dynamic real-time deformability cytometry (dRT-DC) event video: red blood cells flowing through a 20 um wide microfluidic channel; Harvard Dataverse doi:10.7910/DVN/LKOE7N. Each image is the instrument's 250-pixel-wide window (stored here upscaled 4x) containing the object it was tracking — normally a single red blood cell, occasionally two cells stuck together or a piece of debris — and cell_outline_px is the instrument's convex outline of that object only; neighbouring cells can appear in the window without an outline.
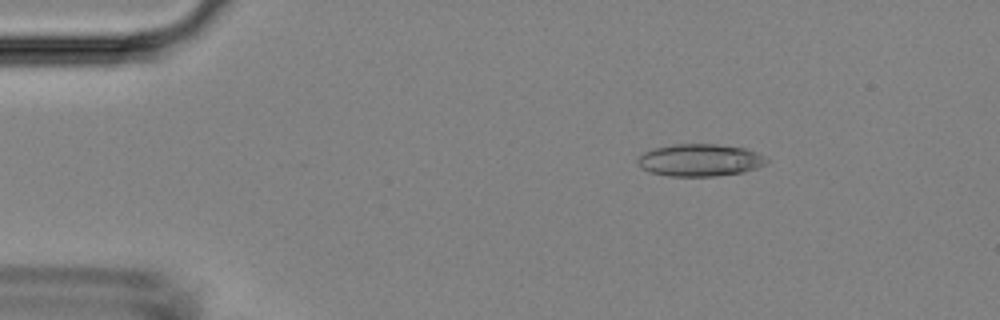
{"species": "Egyptian fruit bat (a non-hibernating species)", "species_latin": "Rousettus aegyptiacus", "temperature_condition": "room temperature", "stored_images_in_passage": 5, "camera_frame_rate_fps": 3000, "um_per_image_px": 0.085, "animal": {"sex": "female"}, "frame": {"image": 1, "passage_image": 3, "time_ms": 2.333, "image_size_px": [1000, 320], "cell_outline_px": [[768, 160], [764, 164], [756, 168], [744, 172], [716, 176], [668, 176], [648, 172], [640, 168], [636, 160], [644, 152], [652, 148], [672, 144], [716, 144], [744, 148], [756, 152], [764, 156]], "centroid_in_image_um": [59.44, 13.61], "position_along_channel_um": 25.6, "area_um2": 24.39}}